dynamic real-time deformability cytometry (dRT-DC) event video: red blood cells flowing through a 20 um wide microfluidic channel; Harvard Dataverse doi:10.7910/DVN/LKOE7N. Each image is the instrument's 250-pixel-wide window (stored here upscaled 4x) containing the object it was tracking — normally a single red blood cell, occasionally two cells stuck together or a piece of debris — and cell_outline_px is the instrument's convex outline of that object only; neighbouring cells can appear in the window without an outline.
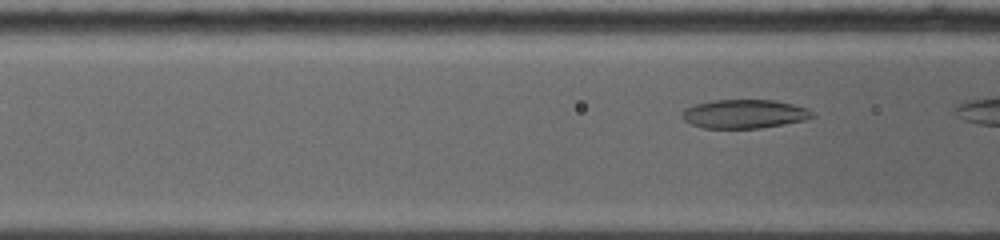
{"species": "common noctule bat (a hibernating species)", "species_latin": "Nyctalus noctula", "temperature_condition": "warm", "stored_images_in_passage": 4, "segment_of_instrument_passage": [2, 2], "camera_frame_rate_fps": 5000, "um_per_image_px": 0.085, "animal": {"sex": "female", "body_mass_g": 19.0, "forearm_length_mm": 53.3}, "frame": {"image": 1, "passage_image": 4, "time_ms": 2.8, "image_size_px": [1000, 240], "cell_outline_px": [[816, 116], [804, 120], [784, 124], [760, 128], [704, 128], [692, 124], [684, 120], [680, 116], [680, 112], [684, 108], [696, 104], [712, 100], [776, 100], [808, 108]], "centroid_in_image_um": [63.25, 9.68], "position_along_channel_um": 103.4, "area_um2": 21.96}}